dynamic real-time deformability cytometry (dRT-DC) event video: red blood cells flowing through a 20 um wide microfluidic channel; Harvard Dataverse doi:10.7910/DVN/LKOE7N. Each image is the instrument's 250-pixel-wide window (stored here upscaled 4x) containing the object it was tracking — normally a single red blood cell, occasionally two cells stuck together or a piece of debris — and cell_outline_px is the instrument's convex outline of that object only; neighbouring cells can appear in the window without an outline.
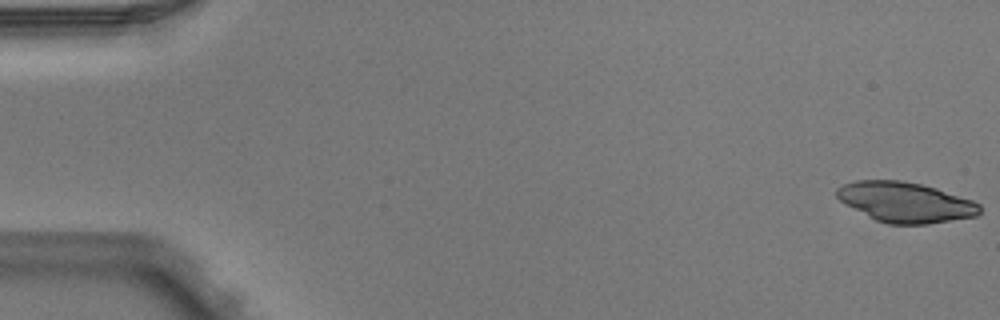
{"species": "Egyptian fruit bat (a non-hibernating species)", "species_latin": "Rousettus aegyptiacus", "temperature_condition": "warm", "stored_images_in_passage": 5, "camera_frame_rate_fps": 3000, "um_per_image_px": 0.085, "animal": {"sex": "male"}, "frame": {"image": 1, "passage_image": 1, "time_ms": 0.0, "image_size_px": [1000, 320], "cell_outline_px": [[980, 212], [976, 216], [928, 224], [888, 224], [876, 220], [844, 204], [836, 196], [836, 188], [844, 184], [856, 180], [900, 180], [920, 184], [936, 188], [972, 200], [980, 204]], "centroid_in_image_um": [76.94, 17.18], "position_along_channel_um": 8.1, "area_um2": 33.35}}
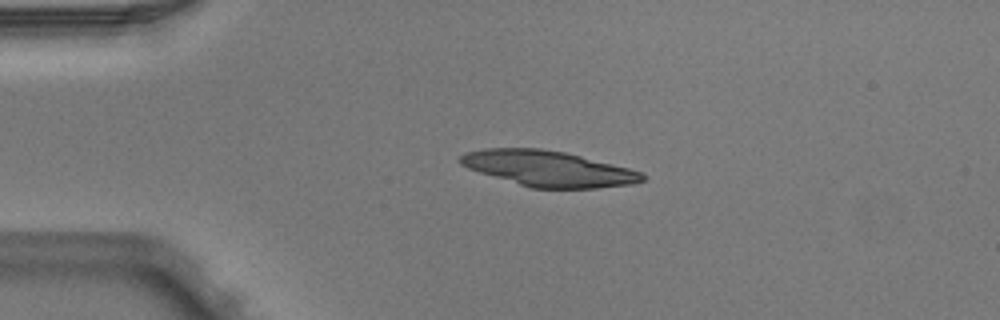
{"frame": {"image": 2, "passage_image": 4, "time_ms": 1.0, "image_size_px": [1000, 320], "cell_outline_px": [[644, 180], [632, 184], [596, 188], [532, 188], [480, 172], [468, 168], [460, 164], [456, 160], [464, 152], [484, 148], [540, 148], [564, 152], [644, 172]], "centroid_in_image_um": [46.57, 14.32], "position_along_channel_um": 38.4, "area_um2": 37.51}}